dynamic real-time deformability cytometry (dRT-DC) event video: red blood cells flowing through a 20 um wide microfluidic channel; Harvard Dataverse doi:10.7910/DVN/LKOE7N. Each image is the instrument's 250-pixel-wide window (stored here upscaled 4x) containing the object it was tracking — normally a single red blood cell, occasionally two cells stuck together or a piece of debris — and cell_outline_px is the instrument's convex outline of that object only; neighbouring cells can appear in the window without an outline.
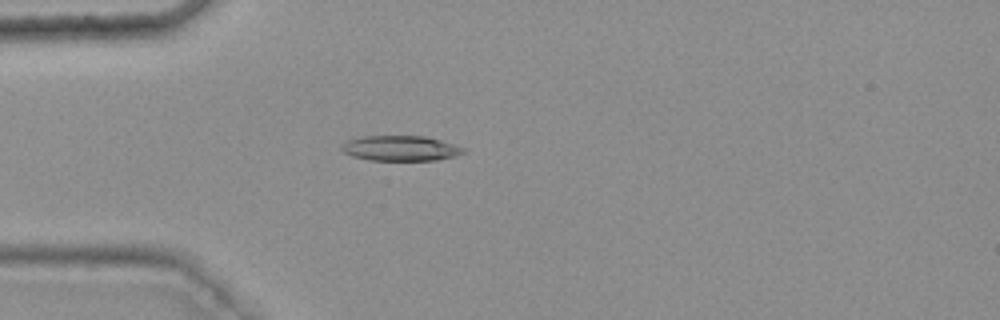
{"species": "common noctule bat (a hibernating species)", "species_latin": "Nyctalus noctula", "temperature_condition": "warm", "stored_images_in_passage": 49, "camera_frame_rate_fps": 3000, "um_per_image_px": 0.085, "animal": {"sex": "female", "body_mass_g": 25.1}, "frame": {"image": 1, "passage_image": 16, "time_ms": 5.0, "image_size_px": [1000, 320], "cell_outline_px": [[464, 152], [456, 156], [436, 160], [368, 160], [352, 156], [344, 152], [340, 148], [340, 144], [348, 140], [364, 136], [424, 136], [440, 140], [464, 148]], "centroid_in_image_um": [34.0, 12.6], "position_along_channel_um": 51.0, "area_um2": 17.8}}
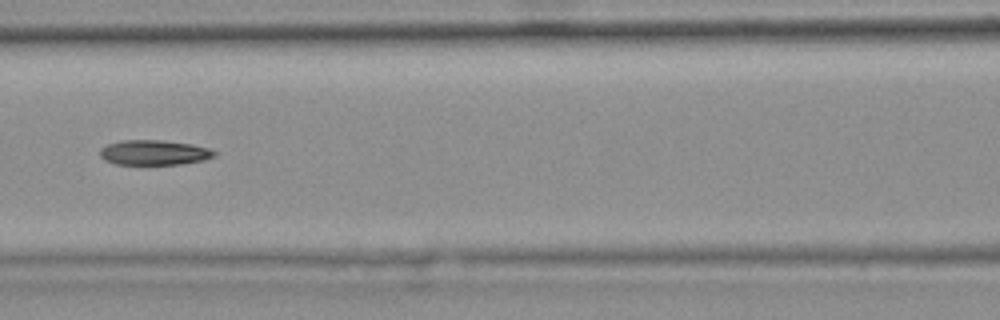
{"frame": {"image": 2, "passage_image": 25, "time_ms": 8.0, "image_size_px": [1000, 320], "cell_outline_px": [[216, 156], [204, 160], [180, 164], [116, 164], [104, 160], [100, 156], [100, 148], [108, 144], [120, 140], [164, 140], [192, 144], [208, 148], [216, 152]], "centroid_in_image_um": [13.09, 12.96], "position_along_channel_um": 153.5, "area_um2": 16.7}}
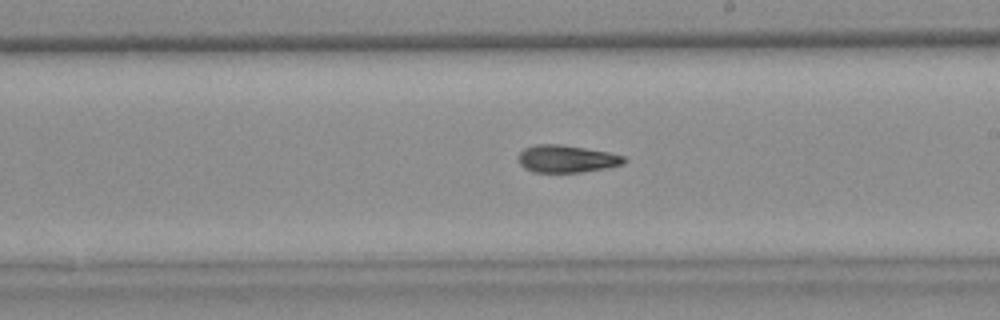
{"frame": {"image": 3, "passage_image": 32, "time_ms": 10.333, "image_size_px": [1000, 320], "cell_outline_px": [[628, 160], [624, 164], [608, 168], [580, 172], [532, 172], [524, 168], [520, 164], [516, 156], [524, 148], [536, 144], [560, 144], [608, 152], [624, 156]], "centroid_in_image_um": [48.15, 13.5], "position_along_channel_um": 240.8, "area_um2": 17.05}}